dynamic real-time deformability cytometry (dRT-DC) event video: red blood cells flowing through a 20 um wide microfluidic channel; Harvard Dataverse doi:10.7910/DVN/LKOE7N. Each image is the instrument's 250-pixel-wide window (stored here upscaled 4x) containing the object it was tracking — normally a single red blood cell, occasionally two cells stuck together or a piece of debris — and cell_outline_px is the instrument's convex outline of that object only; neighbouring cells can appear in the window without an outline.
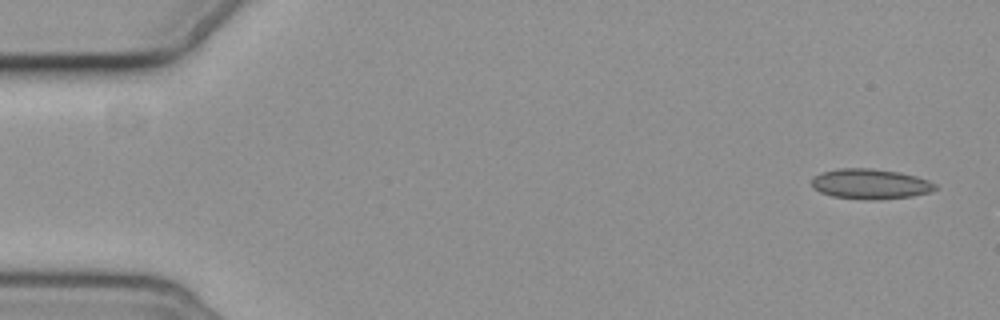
{"species": "common noctule bat (a hibernating species)", "species_latin": "Nyctalus noctula", "temperature_condition": "cold", "stored_images_in_passage": 4, "camera_frame_rate_fps": 3000, "um_per_image_px": 0.085, "animal": {"sex": "female", "body_mass_g": 19.3, "forearm_length_mm": 54.1}, "frame": {"image": 1, "passage_image": 1, "time_ms": 0.0, "image_size_px": [1000, 320], "cell_outline_px": [[936, 188], [928, 192], [912, 196], [872, 200], [832, 196], [820, 192], [812, 184], [812, 176], [836, 168], [872, 168], [900, 172], [916, 176], [928, 180], [936, 184]], "centroid_in_image_um": [73.97, 15.62], "position_along_channel_um": 11.0, "area_um2": 21.56}}
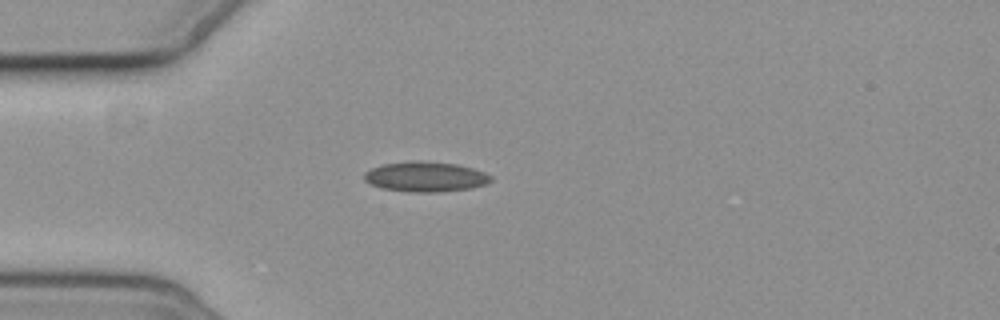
{"frame": {"image": 2, "passage_image": 4, "time_ms": 4.333, "image_size_px": [1000, 320], "cell_outline_px": [[492, 180], [484, 184], [472, 188], [436, 192], [408, 192], [380, 188], [364, 180], [364, 172], [380, 164], [416, 160], [420, 160], [456, 164], [472, 168], [484, 172], [492, 176]], "centroid_in_image_um": [36.14, 15.01], "position_along_channel_um": 48.9, "area_um2": 22.31}}